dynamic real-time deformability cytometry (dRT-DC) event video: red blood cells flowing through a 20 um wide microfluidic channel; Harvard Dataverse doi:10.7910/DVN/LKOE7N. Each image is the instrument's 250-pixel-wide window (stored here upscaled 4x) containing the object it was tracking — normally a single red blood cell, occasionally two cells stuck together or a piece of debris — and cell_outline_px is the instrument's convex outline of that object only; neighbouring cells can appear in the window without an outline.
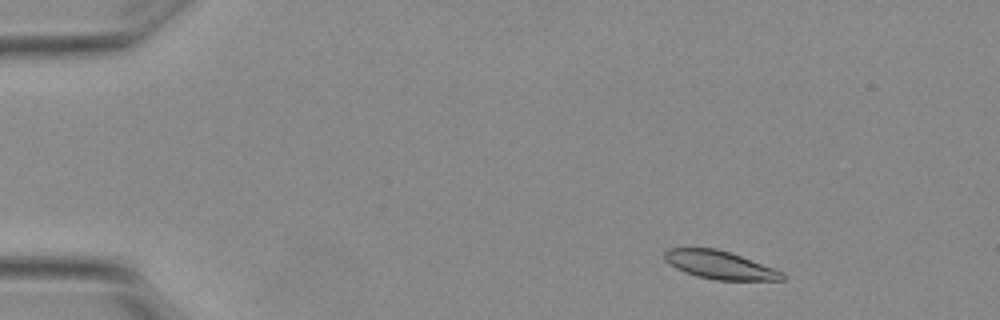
{"species": "Egyptian fruit bat (a non-hibernating species)", "species_latin": "Rousettus aegyptiacus", "temperature_condition": "warm", "stored_images_in_passage": 4, "camera_frame_rate_fps": 3000, "um_per_image_px": 0.085, "animal": {"sex": "female"}, "frame": {"image": 1, "passage_image": 1, "time_ms": 0.0, "image_size_px": [1000, 320], "cell_outline_px": [[788, 276], [784, 280], [716, 280], [696, 276], [684, 272], [676, 268], [664, 260], [664, 252], [668, 248], [716, 248], [740, 256], [784, 272]], "centroid_in_image_um": [61.18, 22.53], "position_along_channel_um": 23.8, "area_um2": 19.25}}
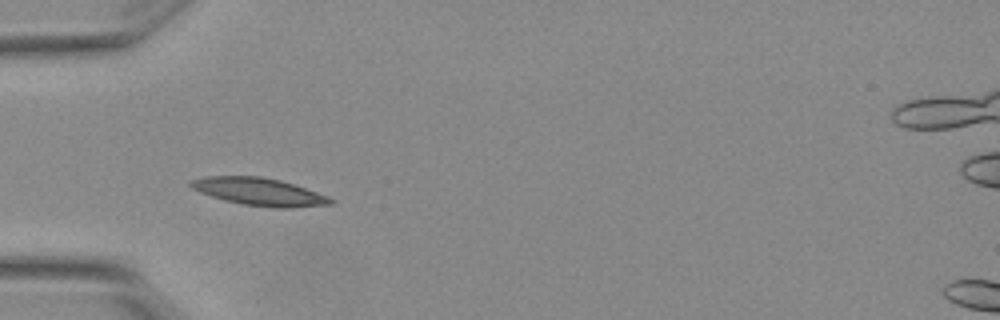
{"frame": {"image": 2, "passage_image": 3, "time_ms": 0.667, "image_size_px": [1000, 320], "cell_outline_px": [[336, 200], [332, 204], [292, 208], [272, 208], [244, 204], [224, 200], [200, 192], [192, 188], [188, 184], [188, 180], [204, 176], [260, 176], [280, 180], [328, 196]], "centroid_in_image_um": [22.01, 16.29], "position_along_channel_um": 63.0, "area_um2": 22.48}}
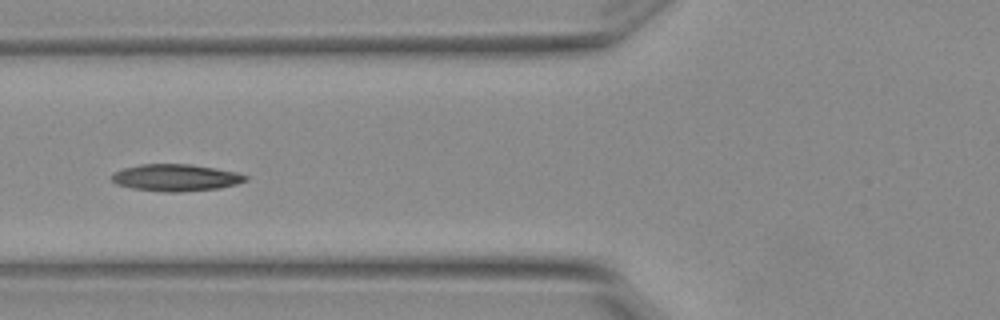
{"frame": {"image": 3, "passage_image": 4, "time_ms": 1.0, "image_size_px": [1000, 320], "cell_outline_px": [[248, 180], [236, 184], [220, 188], [180, 192], [164, 192], [132, 188], [116, 184], [112, 180], [112, 172], [124, 168], [140, 164], [192, 164], [216, 168], [236, 172], [248, 176]], "centroid_in_image_um": [14.95, 15.1], "position_along_channel_um": 110.9, "area_um2": 21.1}}